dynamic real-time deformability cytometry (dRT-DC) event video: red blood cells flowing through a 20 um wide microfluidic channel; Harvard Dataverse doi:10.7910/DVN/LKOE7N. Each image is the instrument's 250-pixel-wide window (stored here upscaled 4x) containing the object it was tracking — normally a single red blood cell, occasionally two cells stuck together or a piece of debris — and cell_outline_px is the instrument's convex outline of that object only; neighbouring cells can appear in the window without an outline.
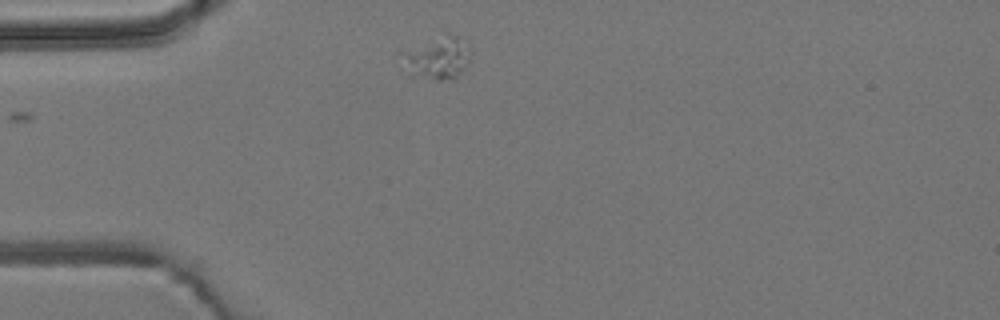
{"species": "common noctule bat (a hibernating species)", "species_latin": "Nyctalus noctula", "temperature_condition": "room temperature", "stored_images_in_passage": 3, "camera_frame_rate_fps": 3000, "um_per_image_px": 0.085, "animal": {"sex": "male", "body_mass_g": 19.2, "forearm_length_mm": 51.8}, "frame": {"image": 1, "passage_image": 1, "time_ms": 0.0, "image_size_px": [1000, 320], "cell_outline_px": [[468, 60], [460, 72], [456, 76], [440, 80], [436, 80], [416, 72], [408, 56], [448, 32], [456, 36]], "centroid_in_image_um": [37.4, 4.95], "position_along_channel_um": 47.6, "area_um2": 13.12}}